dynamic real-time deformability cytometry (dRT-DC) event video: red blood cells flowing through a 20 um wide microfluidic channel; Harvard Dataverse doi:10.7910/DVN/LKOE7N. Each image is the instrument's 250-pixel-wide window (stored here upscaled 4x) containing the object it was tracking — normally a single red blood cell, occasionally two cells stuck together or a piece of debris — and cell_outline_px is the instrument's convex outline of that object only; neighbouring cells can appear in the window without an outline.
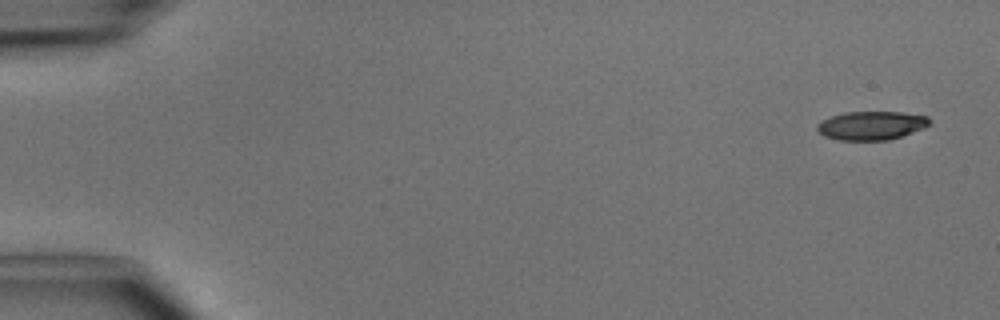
{"species": "common noctule bat (a hibernating species)", "species_latin": "Nyctalus noctula", "temperature_condition": "cold", "stored_images_in_passage": 5, "camera_frame_rate_fps": 3000, "um_per_image_px": 0.085, "animal": {"sex": "male", "body_mass_g": 15.6}, "frame": {"image": 1, "passage_image": 1, "time_ms": 0.0, "image_size_px": [1000, 320], "cell_outline_px": [[928, 124], [924, 128], [888, 140], [840, 140], [824, 136], [816, 128], [816, 124], [832, 116], [844, 112], [900, 112], [928, 116]], "centroid_in_image_um": [74.04, 10.67], "position_along_channel_um": 11.0, "area_um2": 18.5}}
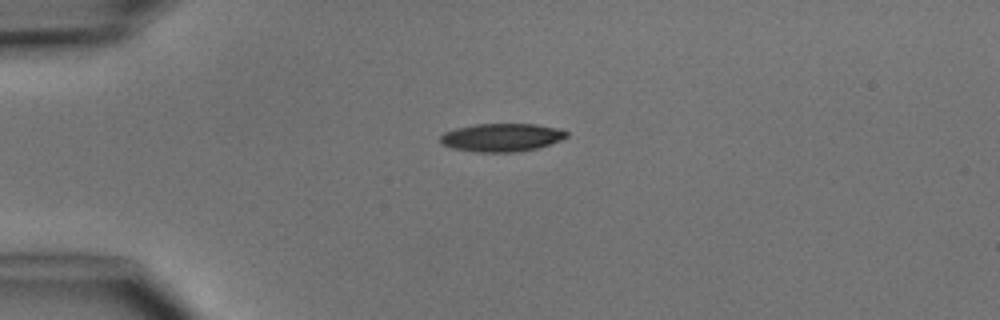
{"frame": {"image": 2, "passage_image": 3, "time_ms": 3.333, "image_size_px": [1000, 320], "cell_outline_px": [[568, 136], [560, 140], [536, 148], [520, 152], [476, 152], [452, 148], [440, 144], [440, 136], [444, 132], [456, 128], [476, 124], [536, 124], [556, 128], [568, 132]], "centroid_in_image_um": [42.6, 11.69], "position_along_channel_um": 42.4, "area_um2": 20.69}}